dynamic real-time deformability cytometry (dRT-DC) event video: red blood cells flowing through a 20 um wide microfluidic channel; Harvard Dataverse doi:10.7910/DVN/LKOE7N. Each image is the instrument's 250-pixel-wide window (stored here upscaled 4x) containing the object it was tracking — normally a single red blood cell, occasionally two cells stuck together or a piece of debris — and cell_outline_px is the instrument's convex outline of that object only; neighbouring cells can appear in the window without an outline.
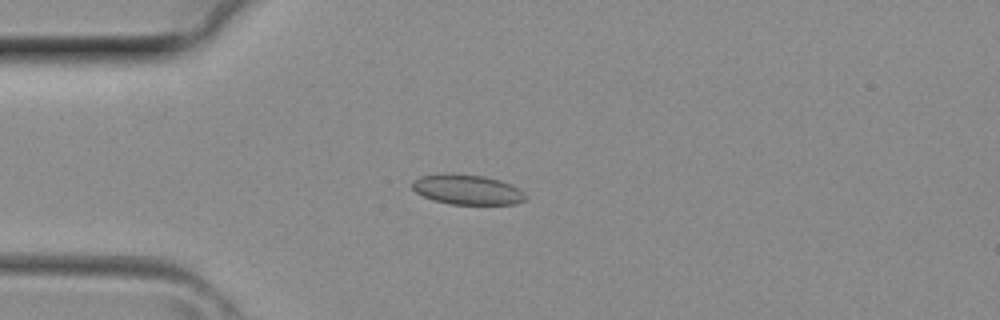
{"species": "common noctule bat (a hibernating species)", "species_latin": "Nyctalus noctula", "temperature_condition": "room temperature", "stored_images_in_passage": 32, "camera_frame_rate_fps": 3000, "um_per_image_px": 0.085, "animal": {"sex": "female", "body_mass_g": 29.2, "forearm_length_mm": 56.3}, "frame": {"image": 1, "passage_image": 3, "time_ms": 0.667, "image_size_px": [1000, 320], "cell_outline_px": [[528, 196], [524, 200], [516, 204], [452, 204], [432, 200], [416, 192], [412, 188], [412, 180], [420, 176], [484, 176], [500, 180], [524, 192]], "centroid_in_image_um": [39.75, 16.16], "position_along_channel_um": 45.3, "area_um2": 18.96}}
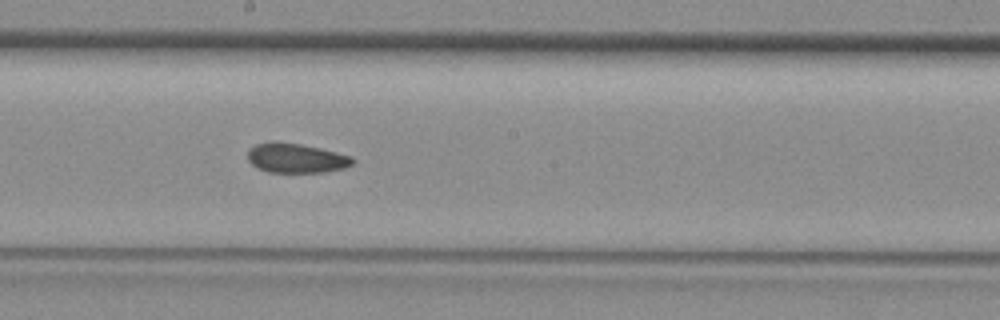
{"frame": {"image": 2, "passage_image": 14, "time_ms": 4.333, "image_size_px": [1000, 320], "cell_outline_px": [[356, 160], [352, 164], [344, 168], [324, 172], [268, 172], [252, 164], [248, 160], [248, 152], [256, 144], [272, 140], [276, 140], [300, 144], [320, 148], [352, 156]], "centroid_in_image_um": [25.18, 13.42], "position_along_channel_um": 223.0, "area_um2": 18.09}}
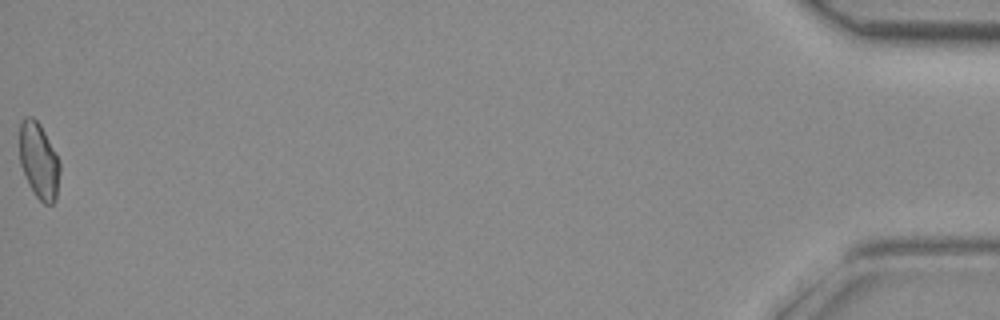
{"frame": {"image": 3, "passage_image": 32, "time_ms": 10.333, "image_size_px": [1000, 320], "cell_outline_px": [[60, 172], [56, 200], [52, 204], [44, 204], [36, 196], [20, 164], [20, 120], [24, 116], [32, 116], [40, 124], [56, 152], [60, 164]], "centroid_in_image_um": [3.32, 13.63], "position_along_channel_um": 431.9, "area_um2": 17.8}}